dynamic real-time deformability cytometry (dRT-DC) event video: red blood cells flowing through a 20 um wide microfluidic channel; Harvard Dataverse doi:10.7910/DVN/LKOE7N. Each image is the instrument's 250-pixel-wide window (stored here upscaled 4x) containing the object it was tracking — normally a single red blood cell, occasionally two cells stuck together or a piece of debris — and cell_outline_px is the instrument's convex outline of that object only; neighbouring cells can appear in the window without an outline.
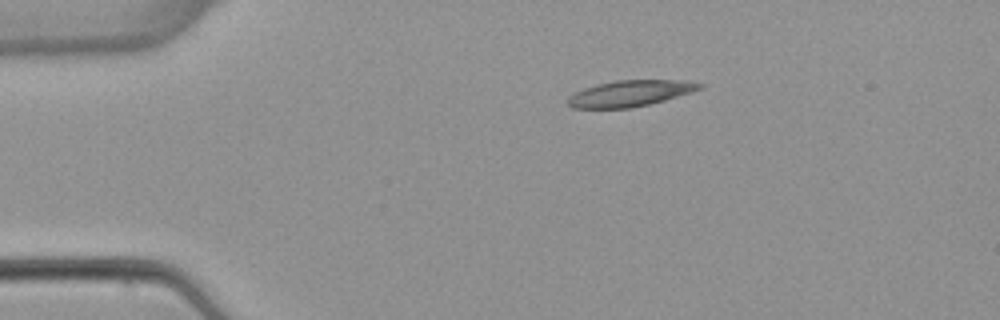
{"species": "common noctule bat (a hibernating species)", "species_latin": "Nyctalus noctula", "temperature_condition": "warm", "stored_images_in_passage": 3, "camera_frame_rate_fps": 3000, "um_per_image_px": 0.085, "animal": {"sex": "female", "body_mass_g": 22.7, "forearm_length_mm": 54.2}, "frame": {"image": 1, "passage_image": 1, "time_ms": 0.0, "image_size_px": [1000, 320], "cell_outline_px": [[704, 88], [692, 92], [664, 100], [632, 108], [572, 108], [568, 104], [568, 96], [584, 88], [596, 84], [616, 80], [684, 80], [704, 84]], "centroid_in_image_um": [53.58, 7.93], "position_along_channel_um": 31.4, "area_um2": 20.06}}
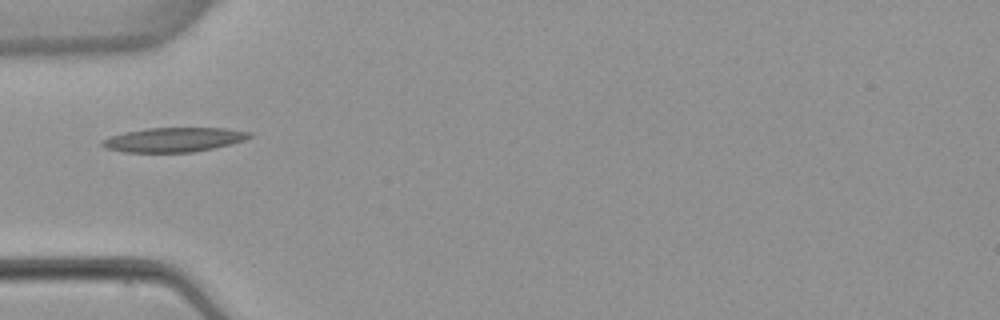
{"frame": {"image": 2, "passage_image": 3, "time_ms": 2.333, "image_size_px": [1000, 320], "cell_outline_px": [[252, 136], [244, 140], [212, 148], [192, 152], [124, 152], [104, 148], [100, 144], [100, 140], [124, 132], [148, 128], [228, 128], [252, 132]], "centroid_in_image_um": [14.74, 11.87], "position_along_channel_um": 70.3, "area_um2": 20.87}}